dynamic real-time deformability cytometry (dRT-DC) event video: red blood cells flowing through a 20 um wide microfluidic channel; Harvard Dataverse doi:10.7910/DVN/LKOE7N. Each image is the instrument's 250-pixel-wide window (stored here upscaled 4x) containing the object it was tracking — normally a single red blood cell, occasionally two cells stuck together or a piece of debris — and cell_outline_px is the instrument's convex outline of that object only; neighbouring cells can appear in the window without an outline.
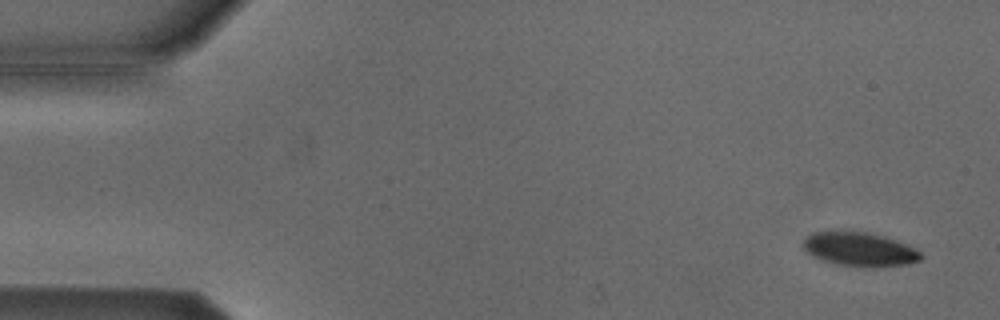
{"species": "Egyptian fruit bat (a non-hibernating species)", "species_latin": "Rousettus aegyptiacus", "temperature_condition": "cold", "stored_images_in_passage": 6, "camera_frame_rate_fps": 3000, "um_per_image_px": 0.085, "animal": {"sex": "male"}, "frame": {"image": 1, "passage_image": 1, "time_ms": 0.0, "image_size_px": [1000, 320], "cell_outline_px": [[920, 260], [908, 264], [872, 268], [864, 268], [836, 264], [820, 260], [812, 256], [800, 244], [804, 236], [812, 232], [864, 232], [884, 236], [904, 244], [920, 252]], "centroid_in_image_um": [72.98, 21.21], "position_along_channel_um": 12.0, "area_um2": 23.29}}
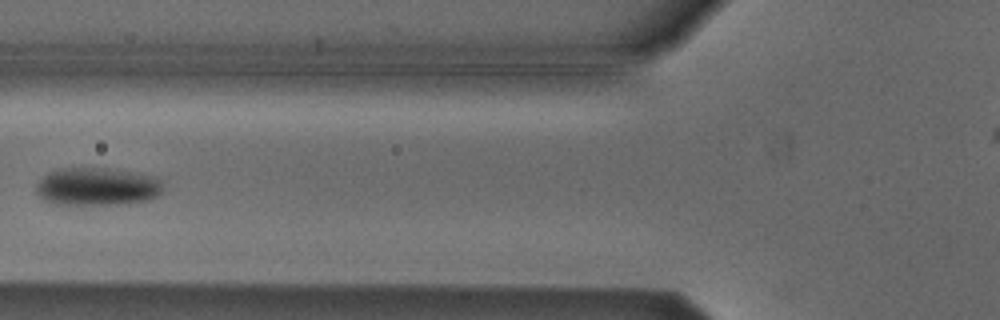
{"frame": {"image": 2, "passage_image": 6, "time_ms": 1.667, "image_size_px": [1000, 320], "cell_outline_px": [[160, 192], [156, 196], [148, 200], [120, 204], [52, 204], [44, 200], [36, 192], [36, 184], [48, 172], [60, 168], [108, 168], [152, 176], [160, 180]], "centroid_in_image_um": [8.19, 15.86], "position_along_channel_um": 117.6, "area_um2": 27.74}}